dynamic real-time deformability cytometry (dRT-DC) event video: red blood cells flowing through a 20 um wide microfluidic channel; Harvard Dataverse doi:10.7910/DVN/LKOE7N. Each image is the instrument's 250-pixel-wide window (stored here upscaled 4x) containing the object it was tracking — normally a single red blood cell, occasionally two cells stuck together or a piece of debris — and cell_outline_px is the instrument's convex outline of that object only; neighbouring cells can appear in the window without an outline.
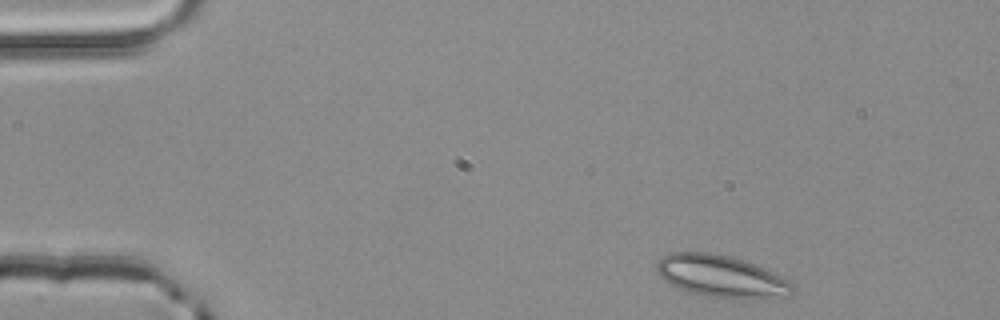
{"species": "common noctule bat (a hibernating species)", "species_latin": "Nyctalus noctula", "temperature_condition": "room temperature", "stored_images_in_passage": 3, "camera_frame_rate_fps": 3000, "um_per_image_px": 0.085, "animal": {"sex": "male", "body_mass_g": 20.4}, "frame": {"image": 1, "passage_image": 1, "time_ms": 0.0, "image_size_px": [1000, 320], "cell_outline_px": [[796, 288], [788, 296], [704, 296], [688, 292], [676, 288], [664, 280], [656, 272], [656, 264], [660, 256], [668, 252], [708, 252], [732, 256], [756, 264], [776, 272], [796, 284]], "centroid_in_image_um": [61.26, 23.43], "position_along_channel_um": 23.7, "area_um2": 33.18}}